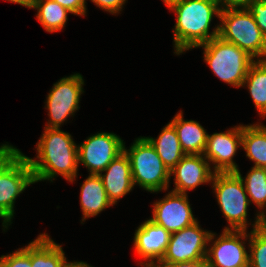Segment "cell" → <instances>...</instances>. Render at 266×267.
Wrapping results in <instances>:
<instances>
[{"instance_id":"6da1fadb","label":"cell","mask_w":266,"mask_h":267,"mask_svg":"<svg viewBox=\"0 0 266 267\" xmlns=\"http://www.w3.org/2000/svg\"><path fill=\"white\" fill-rule=\"evenodd\" d=\"M167 7L176 13L174 49L177 55L209 42L219 34V25L209 33L214 17L220 16L217 0H173Z\"/></svg>"},{"instance_id":"7a4b0ae2","label":"cell","mask_w":266,"mask_h":267,"mask_svg":"<svg viewBox=\"0 0 266 267\" xmlns=\"http://www.w3.org/2000/svg\"><path fill=\"white\" fill-rule=\"evenodd\" d=\"M37 142V160L27 157L32 169L35 183L52 181L60 174L73 182L78 171V145L71 135L60 128H45ZM39 159V161H38Z\"/></svg>"},{"instance_id":"3957f363","label":"cell","mask_w":266,"mask_h":267,"mask_svg":"<svg viewBox=\"0 0 266 267\" xmlns=\"http://www.w3.org/2000/svg\"><path fill=\"white\" fill-rule=\"evenodd\" d=\"M218 36L252 58L266 60V38L247 9H221ZM262 58V59H261Z\"/></svg>"},{"instance_id":"277c9868","label":"cell","mask_w":266,"mask_h":267,"mask_svg":"<svg viewBox=\"0 0 266 267\" xmlns=\"http://www.w3.org/2000/svg\"><path fill=\"white\" fill-rule=\"evenodd\" d=\"M198 47L204 48V60L220 80L242 87L250 66L255 62L249 54L219 36Z\"/></svg>"},{"instance_id":"5b68a950","label":"cell","mask_w":266,"mask_h":267,"mask_svg":"<svg viewBox=\"0 0 266 267\" xmlns=\"http://www.w3.org/2000/svg\"><path fill=\"white\" fill-rule=\"evenodd\" d=\"M124 151L130 160L134 185L151 193L168 189L170 171L145 137L137 138L130 149L124 145Z\"/></svg>"},{"instance_id":"8992f818","label":"cell","mask_w":266,"mask_h":267,"mask_svg":"<svg viewBox=\"0 0 266 267\" xmlns=\"http://www.w3.org/2000/svg\"><path fill=\"white\" fill-rule=\"evenodd\" d=\"M212 188L230 227L224 230H246L249 198L242 178L236 172L214 173Z\"/></svg>"},{"instance_id":"52a82bcc","label":"cell","mask_w":266,"mask_h":267,"mask_svg":"<svg viewBox=\"0 0 266 267\" xmlns=\"http://www.w3.org/2000/svg\"><path fill=\"white\" fill-rule=\"evenodd\" d=\"M35 183L27 156L19 152L0 171V217L4 228H8L14 216V203L22 191Z\"/></svg>"},{"instance_id":"ba28073f","label":"cell","mask_w":266,"mask_h":267,"mask_svg":"<svg viewBox=\"0 0 266 267\" xmlns=\"http://www.w3.org/2000/svg\"><path fill=\"white\" fill-rule=\"evenodd\" d=\"M214 233L204 231L199 223L172 233L164 256L159 263H177L206 259L207 245L214 240Z\"/></svg>"},{"instance_id":"9c48e42d","label":"cell","mask_w":266,"mask_h":267,"mask_svg":"<svg viewBox=\"0 0 266 267\" xmlns=\"http://www.w3.org/2000/svg\"><path fill=\"white\" fill-rule=\"evenodd\" d=\"M84 80L79 73L61 78L53 85L47 95L46 107L49 122L45 128H60L61 124L79 109V100L83 91Z\"/></svg>"},{"instance_id":"30bf717a","label":"cell","mask_w":266,"mask_h":267,"mask_svg":"<svg viewBox=\"0 0 266 267\" xmlns=\"http://www.w3.org/2000/svg\"><path fill=\"white\" fill-rule=\"evenodd\" d=\"M124 144L114 133H96L78 145V163H83L89 174H100L124 151Z\"/></svg>"},{"instance_id":"8fae6325","label":"cell","mask_w":266,"mask_h":267,"mask_svg":"<svg viewBox=\"0 0 266 267\" xmlns=\"http://www.w3.org/2000/svg\"><path fill=\"white\" fill-rule=\"evenodd\" d=\"M246 230H223L213 246L207 249L206 261L208 267H247L248 252L245 242L249 238ZM241 238V239H240Z\"/></svg>"},{"instance_id":"7c38bea8","label":"cell","mask_w":266,"mask_h":267,"mask_svg":"<svg viewBox=\"0 0 266 267\" xmlns=\"http://www.w3.org/2000/svg\"><path fill=\"white\" fill-rule=\"evenodd\" d=\"M192 213L187 194L171 191L154 203L150 220L172 234L197 222Z\"/></svg>"},{"instance_id":"4fadbf2b","label":"cell","mask_w":266,"mask_h":267,"mask_svg":"<svg viewBox=\"0 0 266 267\" xmlns=\"http://www.w3.org/2000/svg\"><path fill=\"white\" fill-rule=\"evenodd\" d=\"M242 146V125L227 132L208 134L204 157L214 164L215 173L237 172L238 166L233 157Z\"/></svg>"},{"instance_id":"5bb4252c","label":"cell","mask_w":266,"mask_h":267,"mask_svg":"<svg viewBox=\"0 0 266 267\" xmlns=\"http://www.w3.org/2000/svg\"><path fill=\"white\" fill-rule=\"evenodd\" d=\"M170 236L169 231L150 219L139 225L133 239L135 252L140 258L147 260L146 263L141 262L140 266L155 267L165 254Z\"/></svg>"},{"instance_id":"9a60e30c","label":"cell","mask_w":266,"mask_h":267,"mask_svg":"<svg viewBox=\"0 0 266 267\" xmlns=\"http://www.w3.org/2000/svg\"><path fill=\"white\" fill-rule=\"evenodd\" d=\"M214 173L204 155L185 154L170 171V175L175 177L172 191L187 194V190H193L202 183H211Z\"/></svg>"},{"instance_id":"2e32d148","label":"cell","mask_w":266,"mask_h":267,"mask_svg":"<svg viewBox=\"0 0 266 267\" xmlns=\"http://www.w3.org/2000/svg\"><path fill=\"white\" fill-rule=\"evenodd\" d=\"M106 173H100L105 191L114 205L117 200L131 192L134 187L129 157L123 151L105 168Z\"/></svg>"},{"instance_id":"e0dca14e","label":"cell","mask_w":266,"mask_h":267,"mask_svg":"<svg viewBox=\"0 0 266 267\" xmlns=\"http://www.w3.org/2000/svg\"><path fill=\"white\" fill-rule=\"evenodd\" d=\"M179 112L170 122L177 131L181 148L188 155H203L207 145L208 133L194 120H184Z\"/></svg>"},{"instance_id":"ac0fdd59","label":"cell","mask_w":266,"mask_h":267,"mask_svg":"<svg viewBox=\"0 0 266 267\" xmlns=\"http://www.w3.org/2000/svg\"><path fill=\"white\" fill-rule=\"evenodd\" d=\"M80 205L83 212L82 221L101 213L112 206L99 174H90L81 185Z\"/></svg>"},{"instance_id":"d6986e66","label":"cell","mask_w":266,"mask_h":267,"mask_svg":"<svg viewBox=\"0 0 266 267\" xmlns=\"http://www.w3.org/2000/svg\"><path fill=\"white\" fill-rule=\"evenodd\" d=\"M163 161L164 165L171 171L185 155L178 134L174 126L169 122L161 131L157 139L145 137Z\"/></svg>"},{"instance_id":"ffe728a7","label":"cell","mask_w":266,"mask_h":267,"mask_svg":"<svg viewBox=\"0 0 266 267\" xmlns=\"http://www.w3.org/2000/svg\"><path fill=\"white\" fill-rule=\"evenodd\" d=\"M66 261L61 245L46 233L31 242V267H62Z\"/></svg>"},{"instance_id":"44dd1931","label":"cell","mask_w":266,"mask_h":267,"mask_svg":"<svg viewBox=\"0 0 266 267\" xmlns=\"http://www.w3.org/2000/svg\"><path fill=\"white\" fill-rule=\"evenodd\" d=\"M242 148L254 161V167L263 168L266 165V126L258 123L242 125Z\"/></svg>"},{"instance_id":"7402d4cb","label":"cell","mask_w":266,"mask_h":267,"mask_svg":"<svg viewBox=\"0 0 266 267\" xmlns=\"http://www.w3.org/2000/svg\"><path fill=\"white\" fill-rule=\"evenodd\" d=\"M247 84V85H246ZM250 91L255 107L262 117L266 116V60H256L249 68L242 86Z\"/></svg>"},{"instance_id":"603a6c76","label":"cell","mask_w":266,"mask_h":267,"mask_svg":"<svg viewBox=\"0 0 266 267\" xmlns=\"http://www.w3.org/2000/svg\"><path fill=\"white\" fill-rule=\"evenodd\" d=\"M33 8L38 11L37 20L49 33L61 31L67 22V14L71 13L53 0H35Z\"/></svg>"},{"instance_id":"cb8c5ba5","label":"cell","mask_w":266,"mask_h":267,"mask_svg":"<svg viewBox=\"0 0 266 267\" xmlns=\"http://www.w3.org/2000/svg\"><path fill=\"white\" fill-rule=\"evenodd\" d=\"M244 183L249 202H254L260 209L266 207V170L261 167H252L244 179L238 170L236 172Z\"/></svg>"},{"instance_id":"d4e9b609","label":"cell","mask_w":266,"mask_h":267,"mask_svg":"<svg viewBox=\"0 0 266 267\" xmlns=\"http://www.w3.org/2000/svg\"><path fill=\"white\" fill-rule=\"evenodd\" d=\"M249 234V267H266V229L260 228L258 214Z\"/></svg>"},{"instance_id":"484cf974","label":"cell","mask_w":266,"mask_h":267,"mask_svg":"<svg viewBox=\"0 0 266 267\" xmlns=\"http://www.w3.org/2000/svg\"><path fill=\"white\" fill-rule=\"evenodd\" d=\"M0 267H31V243L10 255H2Z\"/></svg>"},{"instance_id":"4316f807","label":"cell","mask_w":266,"mask_h":267,"mask_svg":"<svg viewBox=\"0 0 266 267\" xmlns=\"http://www.w3.org/2000/svg\"><path fill=\"white\" fill-rule=\"evenodd\" d=\"M247 10L253 15L256 24L266 38V0H253Z\"/></svg>"},{"instance_id":"83f0119b","label":"cell","mask_w":266,"mask_h":267,"mask_svg":"<svg viewBox=\"0 0 266 267\" xmlns=\"http://www.w3.org/2000/svg\"><path fill=\"white\" fill-rule=\"evenodd\" d=\"M58 2L64 8L71 12V14L84 16L86 15V1L85 0H53Z\"/></svg>"},{"instance_id":"f1b7e54d","label":"cell","mask_w":266,"mask_h":267,"mask_svg":"<svg viewBox=\"0 0 266 267\" xmlns=\"http://www.w3.org/2000/svg\"><path fill=\"white\" fill-rule=\"evenodd\" d=\"M99 8L110 12L111 14H117L121 11L123 4L126 0H91Z\"/></svg>"},{"instance_id":"f546056e","label":"cell","mask_w":266,"mask_h":267,"mask_svg":"<svg viewBox=\"0 0 266 267\" xmlns=\"http://www.w3.org/2000/svg\"><path fill=\"white\" fill-rule=\"evenodd\" d=\"M20 152L19 149L3 144L0 146V171Z\"/></svg>"},{"instance_id":"4dcf8cb0","label":"cell","mask_w":266,"mask_h":267,"mask_svg":"<svg viewBox=\"0 0 266 267\" xmlns=\"http://www.w3.org/2000/svg\"><path fill=\"white\" fill-rule=\"evenodd\" d=\"M221 9H247L253 0H217ZM223 7V8H222Z\"/></svg>"},{"instance_id":"1f68e13d","label":"cell","mask_w":266,"mask_h":267,"mask_svg":"<svg viewBox=\"0 0 266 267\" xmlns=\"http://www.w3.org/2000/svg\"><path fill=\"white\" fill-rule=\"evenodd\" d=\"M155 267H208L206 259L177 262V263H158Z\"/></svg>"},{"instance_id":"d6a6232c","label":"cell","mask_w":266,"mask_h":267,"mask_svg":"<svg viewBox=\"0 0 266 267\" xmlns=\"http://www.w3.org/2000/svg\"><path fill=\"white\" fill-rule=\"evenodd\" d=\"M7 1L20 4V5H23V6L28 7V8H32V6L35 2V0H7Z\"/></svg>"},{"instance_id":"836d02e7","label":"cell","mask_w":266,"mask_h":267,"mask_svg":"<svg viewBox=\"0 0 266 267\" xmlns=\"http://www.w3.org/2000/svg\"><path fill=\"white\" fill-rule=\"evenodd\" d=\"M62 267H92V266H89L87 263L82 262V261L81 262H70V263L66 261Z\"/></svg>"},{"instance_id":"e575fe53","label":"cell","mask_w":266,"mask_h":267,"mask_svg":"<svg viewBox=\"0 0 266 267\" xmlns=\"http://www.w3.org/2000/svg\"><path fill=\"white\" fill-rule=\"evenodd\" d=\"M258 219L260 228L266 229V214L264 213V211L258 213Z\"/></svg>"},{"instance_id":"d590c367","label":"cell","mask_w":266,"mask_h":267,"mask_svg":"<svg viewBox=\"0 0 266 267\" xmlns=\"http://www.w3.org/2000/svg\"><path fill=\"white\" fill-rule=\"evenodd\" d=\"M173 0H163V2L167 5L169 4L170 2H172Z\"/></svg>"}]
</instances>
